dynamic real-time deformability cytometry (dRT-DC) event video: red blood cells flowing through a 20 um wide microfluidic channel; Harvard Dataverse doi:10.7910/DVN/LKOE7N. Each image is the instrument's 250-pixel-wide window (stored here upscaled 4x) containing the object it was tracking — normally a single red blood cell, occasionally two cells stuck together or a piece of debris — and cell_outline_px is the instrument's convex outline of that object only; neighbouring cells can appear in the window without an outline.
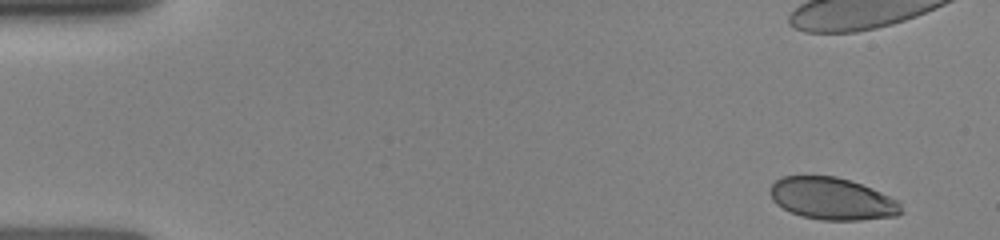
{"species": "human", "species_latin": "Homo sapiens", "temperature_condition": "room temperature", "stored_images_in_passage": 19, "camera_frame_rate_fps": 3000, "um_per_image_px": 0.085, "donor": {"sex": "female"}, "frame": {"image": 1, "passage_image": 1, "time_ms": 0.0, "image_size_px": [1000, 240], "cell_outline_px": [[904, 212], [896, 216], [860, 220], [820, 220], [800, 216], [776, 204], [772, 200], [768, 192], [768, 188], [780, 176], [836, 176], [852, 180], [872, 188], [900, 200]], "centroid_in_image_um": [70.75, 16.89], "position_along_channel_um": 14.3, "area_um2": 32.71}}
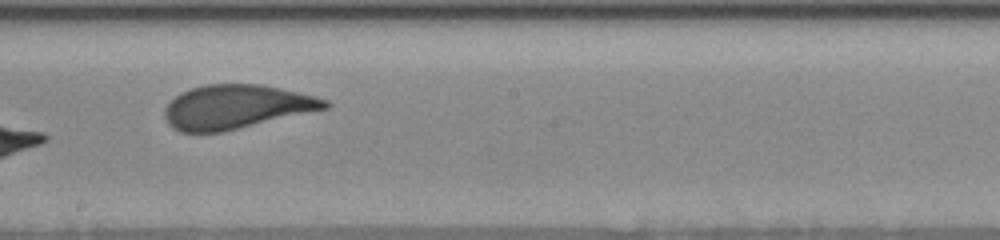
{"frame": {"image": 2, "passage_image": 11, "time_ms": 8.667, "image_size_px": [1000, 240], "cell_outline_px": [[332, 104], [328, 108], [220, 132], [180, 132], [172, 128], [168, 124], [164, 116], [164, 108], [180, 92], [204, 84], [260, 84], [280, 88], [316, 96], [328, 100]], "centroid_in_image_um": [20.06, 9.07], "position_along_channel_um": 228.1, "area_um2": 40.86}}